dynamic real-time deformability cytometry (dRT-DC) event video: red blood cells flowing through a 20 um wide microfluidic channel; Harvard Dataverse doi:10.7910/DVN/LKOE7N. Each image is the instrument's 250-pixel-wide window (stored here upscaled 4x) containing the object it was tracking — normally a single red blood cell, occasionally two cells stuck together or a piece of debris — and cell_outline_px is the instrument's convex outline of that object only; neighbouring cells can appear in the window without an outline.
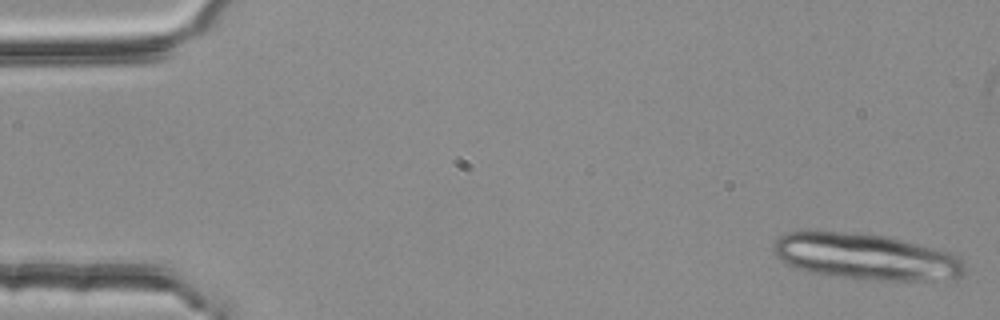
{"species": "common noctule bat (a hibernating species)", "species_latin": "Nyctalus noctula", "temperature_condition": "room temperature", "stored_images_in_passage": 15, "camera_frame_rate_fps": 3000, "um_per_image_px": 0.085, "animal": {"sex": "female", "body_mass_g": 25.1}, "frame": {"image": 1, "passage_image": 1, "time_ms": 0.0, "image_size_px": [1000, 320], "cell_outline_px": [[964, 272], [960, 276], [924, 280], [876, 280], [840, 276], [812, 272], [796, 268], [780, 260], [776, 256], [772, 248], [776, 240], [780, 236], [788, 232], [800, 228], [888, 236], [932, 248], [956, 256], [964, 264]], "centroid_in_image_um": [73.46, 21.77], "position_along_channel_um": 11.5, "area_um2": 50.98}}